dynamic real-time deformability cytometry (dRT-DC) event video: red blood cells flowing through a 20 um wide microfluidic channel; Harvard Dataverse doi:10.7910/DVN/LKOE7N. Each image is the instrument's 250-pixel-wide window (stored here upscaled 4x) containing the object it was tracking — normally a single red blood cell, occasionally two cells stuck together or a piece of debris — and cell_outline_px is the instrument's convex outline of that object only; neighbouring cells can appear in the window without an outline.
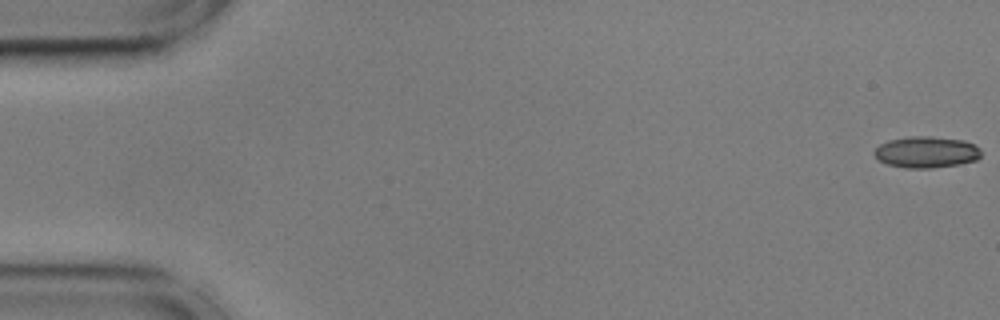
{"species": "common noctule bat (a hibernating species)", "species_latin": "Nyctalus noctula", "temperature_condition": "cold", "stored_images_in_passage": 9, "camera_frame_rate_fps": 3000, "um_per_image_px": 0.085, "animal": {"sex": "male", "body_mass_g": 17.9, "forearm_length_mm": 54.2}, "frame": {"image": 1, "passage_image": 1, "time_ms": 0.0, "image_size_px": [1000, 320], "cell_outline_px": [[980, 156], [976, 160], [960, 164], [932, 168], [908, 168], [888, 164], [880, 160], [872, 152], [880, 144], [888, 140], [908, 136], [932, 136], [964, 140], [980, 148]], "centroid_in_image_um": [78.74, 12.92], "position_along_channel_um": 6.3, "area_um2": 19.54}}